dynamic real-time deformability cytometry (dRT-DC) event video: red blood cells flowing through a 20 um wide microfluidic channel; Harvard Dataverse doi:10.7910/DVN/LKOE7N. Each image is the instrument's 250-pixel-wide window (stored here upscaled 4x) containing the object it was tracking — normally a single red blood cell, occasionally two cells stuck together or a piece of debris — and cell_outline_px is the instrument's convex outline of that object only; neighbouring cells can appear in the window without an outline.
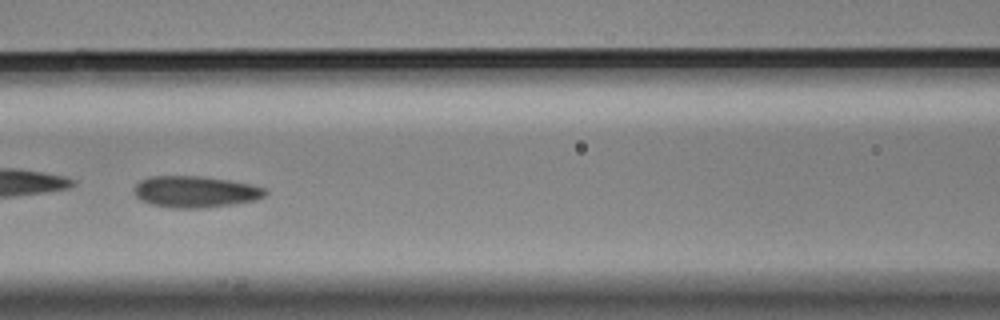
{"species": "Egyptian fruit bat (a non-hibernating species)", "species_latin": "Rousettus aegyptiacus", "temperature_condition": "cold", "stored_images_in_passage": 56, "camera_frame_rate_fps": 3000, "um_per_image_px": 0.085, "animal": {"sex": "male"}, "frame": {"image": 1, "passage_image": 25, "time_ms": 8.0, "image_size_px": [1000, 320], "cell_outline_px": [[268, 192], [264, 196], [256, 200], [232, 204], [200, 208], [172, 208], [148, 204], [140, 200], [136, 196], [132, 188], [140, 180], [148, 176], [204, 176], [252, 184], [264, 188]], "centroid_in_image_um": [16.56, 16.29], "position_along_channel_um": 150.0, "area_um2": 24.28}}
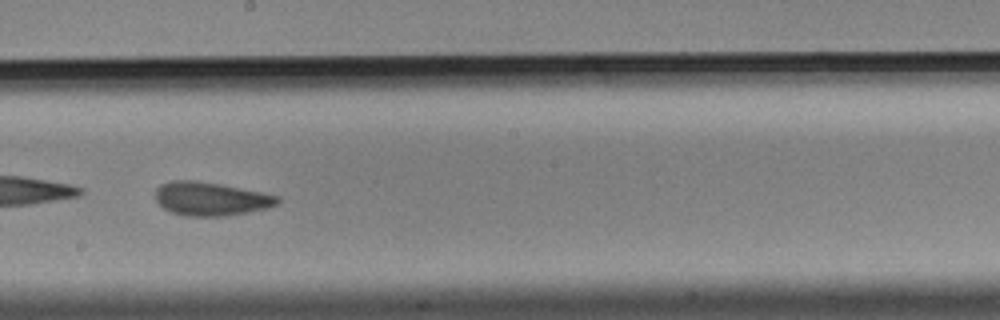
{"frame": {"image": 2, "passage_image": 32, "time_ms": 10.333, "image_size_px": [1000, 320], "cell_outline_px": [[280, 204], [268, 208], [228, 216], [188, 216], [172, 212], [164, 208], [156, 200], [156, 188], [160, 184], [172, 180], [196, 180], [220, 184], [280, 196]], "centroid_in_image_um": [17.94, 16.9], "position_along_channel_um": 230.3, "area_um2": 23.93}, "authors_computed_cell_mechanics": {"area_um2": 24.0159, "velocity_mm_per_s": 3.4395, "shape_relaxation_time_tau1_ms": 7.5109, "shape_relaxation_time_tau2_ms": 2.5132, "deformation_change_tau1": 0.1339, "deformation_change_tau2": 0.074}}